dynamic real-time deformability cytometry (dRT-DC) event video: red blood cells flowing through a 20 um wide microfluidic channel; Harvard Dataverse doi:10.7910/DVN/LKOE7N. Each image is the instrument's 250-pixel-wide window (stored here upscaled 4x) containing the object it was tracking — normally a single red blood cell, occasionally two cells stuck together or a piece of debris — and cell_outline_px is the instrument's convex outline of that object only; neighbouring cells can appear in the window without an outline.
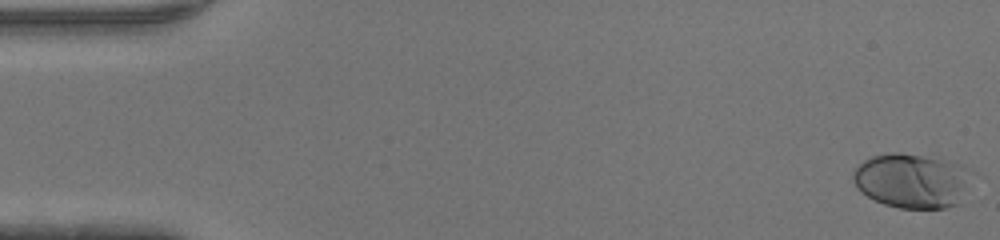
{"species": "human", "species_latin": "Homo sapiens", "temperature_condition": "warm", "stored_images_in_passage": 47, "camera_frame_rate_fps": 3000, "um_per_image_px": 0.085, "donor": {"sex": "male"}, "frame": {"image": 1, "passage_image": 1, "time_ms": 0.0, "image_size_px": [1000, 240], "cell_outline_px": [[964, 168], [960, 188], [956, 204], [944, 208], [900, 208], [884, 204], [860, 192], [856, 188], [852, 180], [852, 172], [864, 160], [872, 156], [892, 152], [900, 152], [940, 160], [956, 164]], "centroid_in_image_um": [77.27, 15.36], "position_along_channel_um": 7.7, "area_um2": 35.78}}
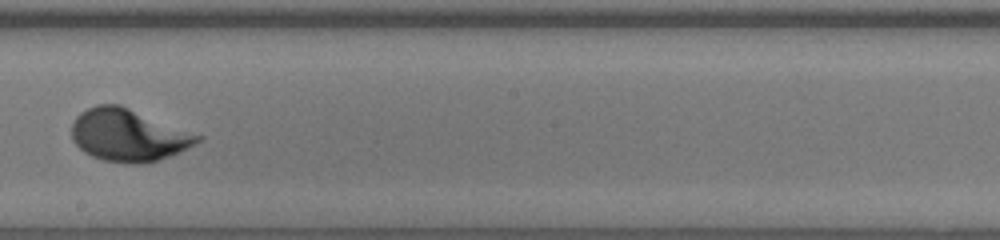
{"frame": {"image": 2, "passage_image": 27, "time_ms": 8.667, "image_size_px": [1000, 240], "cell_outline_px": [[204, 140], [180, 152], [144, 164], [132, 164], [104, 160], [92, 156], [84, 152], [72, 140], [72, 124], [76, 116], [80, 112], [96, 104], [120, 104], [204, 136]], "centroid_in_image_um": [10.93, 11.48], "position_along_channel_um": 237.3, "area_um2": 38.55}}
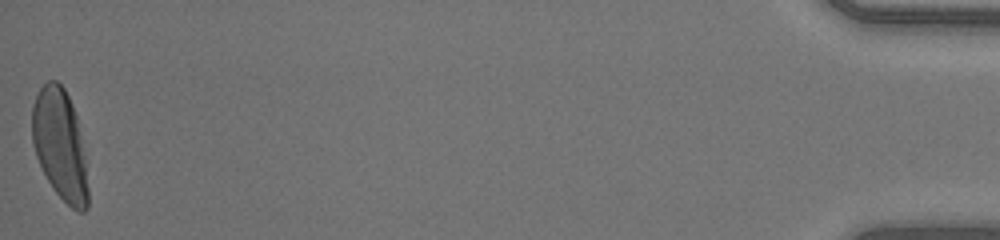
{"frame": {"image": 3, "passage_image": 47, "time_ms": 15.333, "image_size_px": [1000, 240], "cell_outline_px": [[88, 208], [84, 212], [80, 212], [72, 208], [52, 188], [36, 156], [32, 144], [32, 104], [40, 88], [48, 80], [56, 80], [64, 88], [72, 104], [76, 116], [84, 156], [88, 188]], "centroid_in_image_um": [5.08, 12.3], "position_along_channel_um": 430.1, "area_um2": 35.72}}